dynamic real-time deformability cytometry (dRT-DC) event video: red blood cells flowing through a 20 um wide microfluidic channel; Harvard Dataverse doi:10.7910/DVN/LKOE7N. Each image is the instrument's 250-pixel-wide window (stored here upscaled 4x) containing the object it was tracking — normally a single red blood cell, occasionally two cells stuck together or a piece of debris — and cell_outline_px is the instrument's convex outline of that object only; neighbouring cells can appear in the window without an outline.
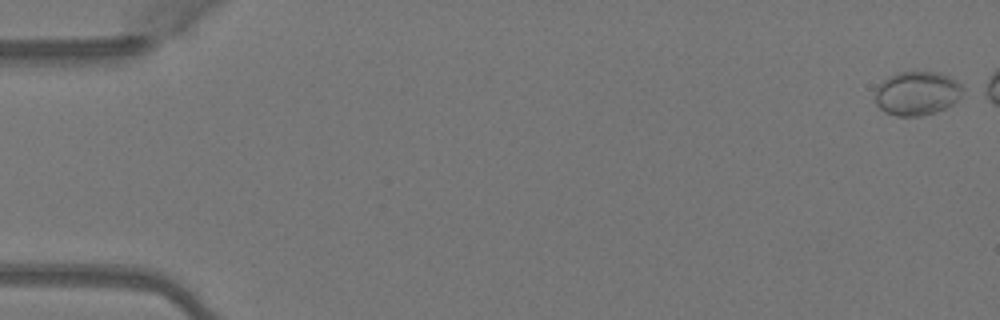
{"species": "Egyptian fruit bat (a non-hibernating species)", "species_latin": "Rousettus aegyptiacus", "temperature_condition": "warm", "stored_images_in_passage": 22, "camera_frame_rate_fps": 3000, "um_per_image_px": 0.085, "animal": {"sex": "female"}, "frame": {"image": 1, "passage_image": 1, "time_ms": 0.0, "image_size_px": [1000, 320], "cell_outline_px": [[960, 96], [952, 104], [936, 112], [920, 116], [896, 116], [884, 112], [876, 104], [876, 88], [884, 80], [900, 72], [940, 72], [956, 80], [960, 84]], "centroid_in_image_um": [77.92, 7.94], "position_along_channel_um": 7.1, "area_um2": 22.08}}